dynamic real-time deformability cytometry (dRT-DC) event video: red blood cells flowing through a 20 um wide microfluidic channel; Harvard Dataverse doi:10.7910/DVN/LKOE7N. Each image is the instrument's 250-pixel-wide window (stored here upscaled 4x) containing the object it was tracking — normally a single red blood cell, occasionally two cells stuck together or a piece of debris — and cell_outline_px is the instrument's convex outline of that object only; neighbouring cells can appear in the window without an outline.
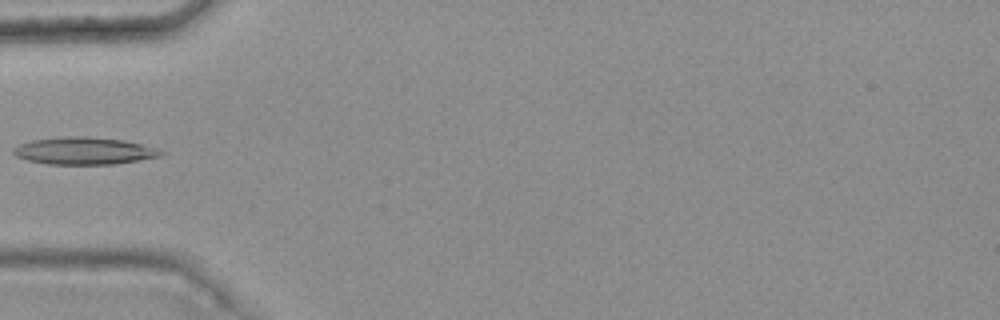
{"species": "common noctule bat (a hibernating species)", "species_latin": "Nyctalus noctula", "temperature_condition": "warm", "stored_images_in_passage": 6, "camera_frame_rate_fps": 3000, "um_per_image_px": 0.085, "animal": {"sex": "female", "body_mass_g": 25.1}, "frame": {"image": 1, "passage_image": 4, "time_ms": 1.0, "image_size_px": [1000, 320], "cell_outline_px": [[164, 152], [160, 156], [116, 164], [48, 164], [28, 160], [16, 156], [12, 152], [12, 148], [20, 144], [32, 140], [68, 136], [88, 136], [124, 140], [156, 148]], "centroid_in_image_um": [7.12, 12.82], "position_along_channel_um": 77.9, "area_um2": 23.29}}
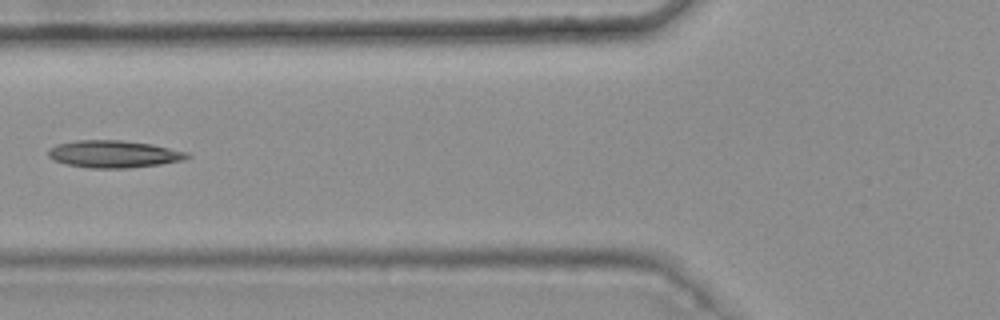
{"frame": {"image": 2, "passage_image": 5, "time_ms": 1.333, "image_size_px": [1000, 320], "cell_outline_px": [[192, 156], [184, 160], [160, 164], [128, 168], [88, 168], [68, 164], [52, 160], [48, 156], [48, 152], [56, 144], [76, 140], [120, 140], [152, 144], [188, 152]], "centroid_in_image_um": [9.69, 13.09], "position_along_channel_um": 116.1, "area_um2": 22.08}}
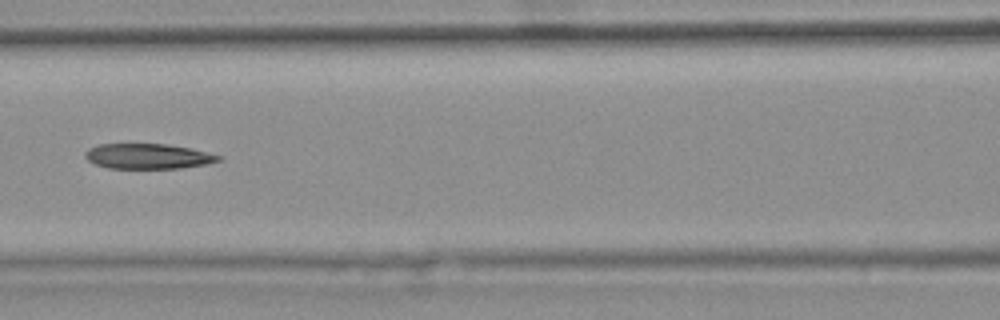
{"frame": {"image": 3, "passage_image": 6, "time_ms": 1.667, "image_size_px": [1000, 320], "cell_outline_px": [[224, 156], [220, 160], [208, 164], [180, 168], [108, 168], [96, 164], [88, 160], [84, 156], [84, 152], [88, 148], [100, 144], [164, 144], [192, 148]], "centroid_in_image_um": [12.6, 13.28], "position_along_channel_um": 154.0, "area_um2": 19.65}}